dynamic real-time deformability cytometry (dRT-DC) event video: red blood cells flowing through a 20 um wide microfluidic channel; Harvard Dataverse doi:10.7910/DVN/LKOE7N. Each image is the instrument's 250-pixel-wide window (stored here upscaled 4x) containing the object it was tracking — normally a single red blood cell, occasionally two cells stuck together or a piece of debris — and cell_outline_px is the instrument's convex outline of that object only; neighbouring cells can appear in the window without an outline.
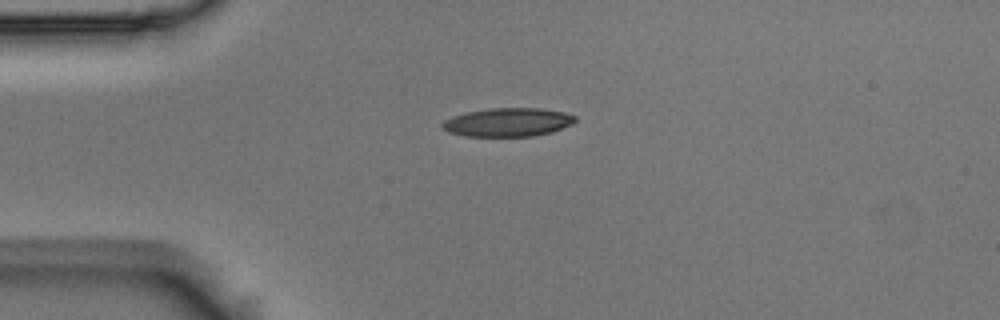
{"species": "Egyptian fruit bat (a non-hibernating species)", "species_latin": "Rousettus aegyptiacus", "temperature_condition": "room temperature", "stored_images_in_passage": 2, "camera_frame_rate_fps": 3000, "um_per_image_px": 0.085, "animal": {"sex": "male"}, "frame": {"image": 1, "passage_image": 1, "time_ms": 0.0, "image_size_px": [1000, 320], "cell_outline_px": [[576, 120], [572, 124], [552, 132], [532, 136], [464, 136], [448, 132], [440, 128], [440, 124], [444, 120], [452, 116], [468, 112], [488, 108], [540, 108], [564, 112], [576, 116]], "centroid_in_image_um": [43.14, 10.39], "position_along_channel_um": 41.9, "area_um2": 22.25}}